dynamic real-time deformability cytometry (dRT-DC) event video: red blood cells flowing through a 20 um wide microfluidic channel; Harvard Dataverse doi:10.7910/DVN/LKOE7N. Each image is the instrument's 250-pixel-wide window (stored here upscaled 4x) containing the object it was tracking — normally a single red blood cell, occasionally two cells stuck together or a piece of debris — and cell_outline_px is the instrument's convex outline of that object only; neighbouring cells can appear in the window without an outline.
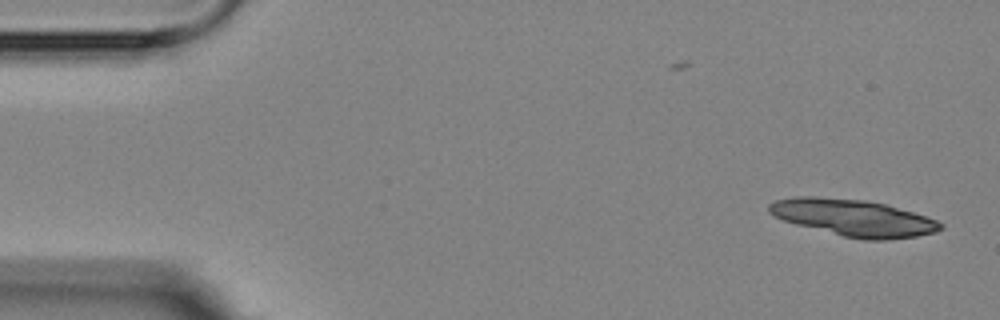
{"species": "Egyptian fruit bat (a non-hibernating species)", "species_latin": "Rousettus aegyptiacus", "temperature_condition": "room temperature", "stored_images_in_passage": 5, "camera_frame_rate_fps": 3000, "um_per_image_px": 0.085, "animal": {"sex": "female"}, "frame": {"image": 1, "passage_image": 1, "time_ms": 0.0, "image_size_px": [1000, 320], "cell_outline_px": [[944, 228], [936, 232], [916, 236], [888, 240], [864, 240], [844, 236], [796, 224], [784, 220], [768, 212], [768, 204], [776, 200], [792, 196], [816, 196], [864, 200], [884, 204], [912, 212], [936, 220], [944, 224]], "centroid_in_image_um": [72.54, 18.51], "position_along_channel_um": 12.5, "area_um2": 36.47}}